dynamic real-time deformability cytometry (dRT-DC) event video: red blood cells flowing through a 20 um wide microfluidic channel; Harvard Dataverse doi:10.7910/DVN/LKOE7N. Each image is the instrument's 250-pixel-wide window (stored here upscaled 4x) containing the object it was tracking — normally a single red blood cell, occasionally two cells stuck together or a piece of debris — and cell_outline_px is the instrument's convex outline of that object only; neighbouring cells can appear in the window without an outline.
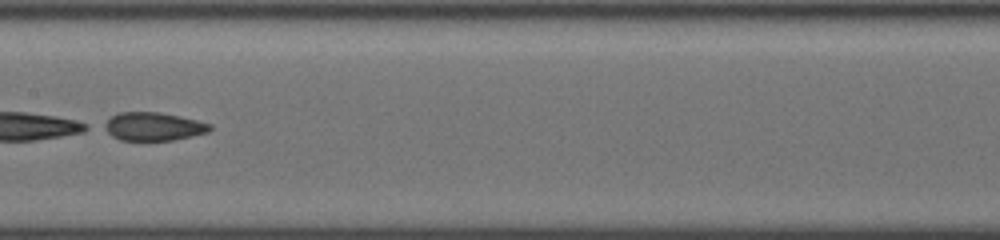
{"species": "common noctule bat (a hibernating species)", "species_latin": "Nyctalus noctula", "temperature_condition": "cold", "stored_images_in_passage": 42, "segment_of_instrument_passage": [2, 2], "camera_frame_rate_fps": 3000, "um_per_image_px": 0.085, "animal": {"sex": "female", "body_mass_g": 19.5, "forearm_length_mm": 54.1}, "frame": {"image": 1, "passage_image": 19, "time_ms": 6.0, "image_size_px": [1000, 240], "cell_outline_px": [[212, 128], [208, 132], [192, 136], [172, 140], [120, 140], [112, 136], [100, 128], [100, 124], [112, 116], [120, 112], [160, 112], [180, 116], [212, 124]], "centroid_in_image_um": [12.98, 10.75], "position_along_channel_um": 194.4, "area_um2": 17.63}}
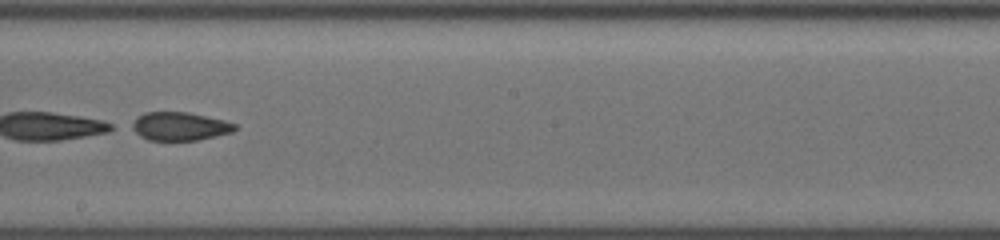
{"frame": {"image": 2, "passage_image": 22, "time_ms": 7.0, "image_size_px": [1000, 240], "cell_outline_px": [[236, 128], [232, 132], [216, 136], [196, 140], [148, 140], [140, 136], [128, 128], [128, 124], [136, 116], [144, 112], [188, 112], [224, 120], [236, 124]], "centroid_in_image_um": [15.18, 10.73], "position_along_channel_um": 233.0, "area_um2": 17.28}}